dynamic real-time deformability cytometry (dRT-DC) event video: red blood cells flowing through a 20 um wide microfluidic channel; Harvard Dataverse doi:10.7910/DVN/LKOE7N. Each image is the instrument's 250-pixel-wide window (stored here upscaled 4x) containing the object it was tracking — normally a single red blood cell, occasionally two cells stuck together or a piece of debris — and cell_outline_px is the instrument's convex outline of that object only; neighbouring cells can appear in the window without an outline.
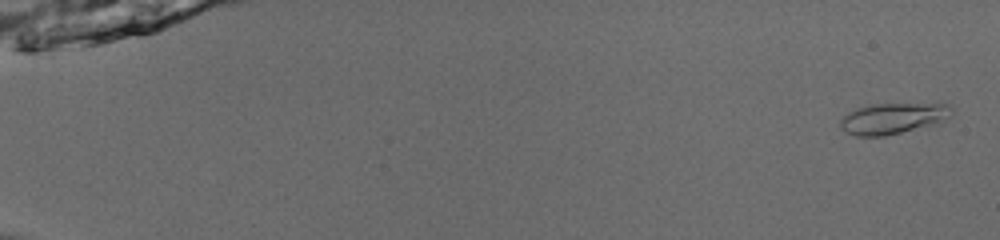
{"species": "common noctule bat (a hibernating species)", "species_latin": "Nyctalus noctula", "temperature_condition": "room temperature", "stored_images_in_passage": 53, "camera_frame_rate_fps": 3000, "um_per_image_px": 0.085, "animal": {"sex": "male", "body_mass_g": 13.0, "forearm_length_mm": 53.1}, "frame": {"image": 1, "passage_image": 2, "time_ms": 0.333, "image_size_px": [1000, 240], "cell_outline_px": [[952, 108], [948, 116], [940, 124], [884, 136], [856, 136], [840, 128], [840, 120], [848, 112], [856, 108], [868, 104], [936, 100], [948, 104]], "centroid_in_image_um": [76.0, 10.0], "position_along_channel_um": 9.0, "area_um2": 21.27}}
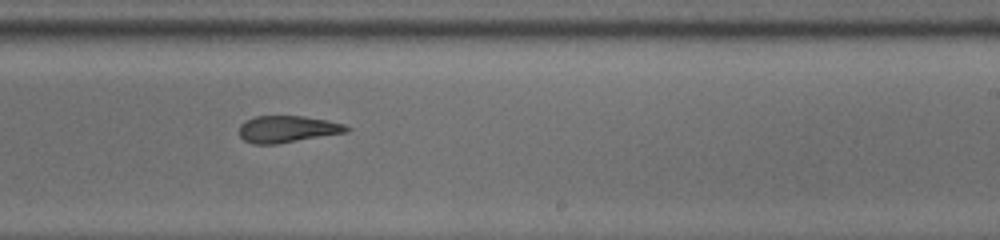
{"frame": {"image": 2, "passage_image": 35, "time_ms": 11.333, "image_size_px": [1000, 240], "cell_outline_px": [[352, 128], [348, 132], [276, 144], [252, 144], [244, 140], [240, 136], [240, 124], [244, 120], [256, 116], [304, 116], [328, 120], [344, 124]], "centroid_in_image_um": [24.44, 10.97], "position_along_channel_um": 264.6, "area_um2": 16.88}}
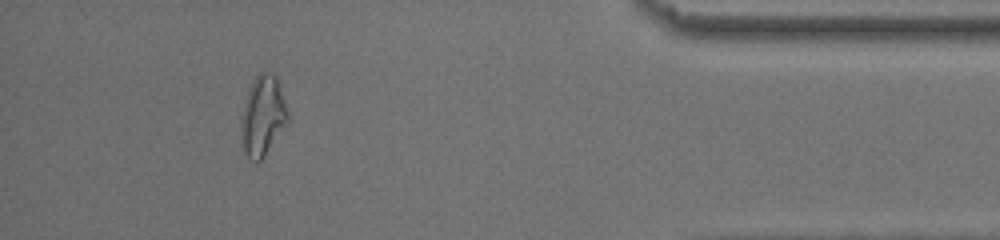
{"frame": {"image": 3, "passage_image": 49, "time_ms": 16.0, "image_size_px": [1000, 240], "cell_outline_px": [[288, 124], [264, 156], [256, 164], [248, 160], [244, 152], [240, 124], [240, 116], [252, 80], [260, 72], [272, 72], [276, 76], [288, 112]], "centroid_in_image_um": [22.32, 9.88], "position_along_channel_um": 412.9, "area_um2": 21.96}, "authors_computed_cell_mechanics": {"area_um2": 17.6868, "velocity_mm_per_s": 3.987, "shape_relaxation_time_tau1_ms": 5.5959, "shape_relaxation_time_tau2_ms": 2.3612, "deformation_change_tau1": 0.1631, "deformation_change_tau2": 0.1234}}